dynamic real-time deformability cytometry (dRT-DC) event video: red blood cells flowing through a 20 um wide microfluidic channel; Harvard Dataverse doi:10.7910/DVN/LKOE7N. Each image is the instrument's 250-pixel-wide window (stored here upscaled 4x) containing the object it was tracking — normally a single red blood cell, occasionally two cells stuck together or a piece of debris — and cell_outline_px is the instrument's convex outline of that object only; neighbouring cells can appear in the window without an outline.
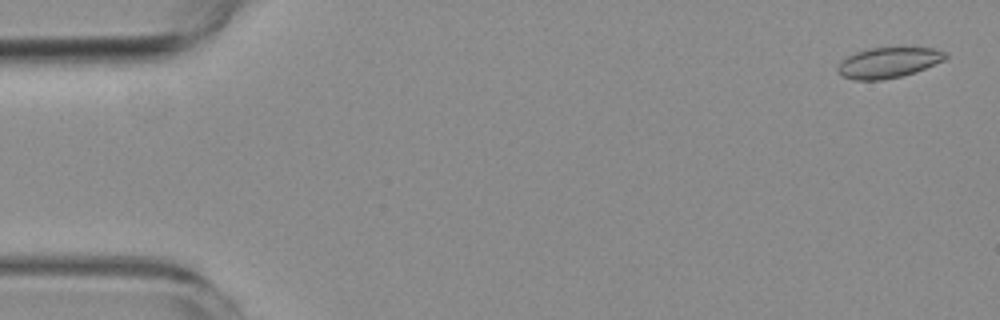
{"species": "common noctule bat (a hibernating species)", "species_latin": "Nyctalus noctula", "temperature_condition": "room temperature", "stored_images_in_passage": 5, "camera_frame_rate_fps": 3000, "um_per_image_px": 0.085, "animal": {"sex": "female", "body_mass_g": 19.3, "forearm_length_mm": 54.1}, "frame": {"image": 1, "passage_image": 1, "time_ms": 0.0, "image_size_px": [1000, 320], "cell_outline_px": [[948, 56], [944, 60], [916, 72], [904, 76], [884, 80], [852, 80], [840, 76], [836, 68], [848, 56], [856, 52], [868, 48], [936, 48], [948, 52]], "centroid_in_image_um": [75.53, 5.34], "position_along_channel_um": 9.5, "area_um2": 19.31}}